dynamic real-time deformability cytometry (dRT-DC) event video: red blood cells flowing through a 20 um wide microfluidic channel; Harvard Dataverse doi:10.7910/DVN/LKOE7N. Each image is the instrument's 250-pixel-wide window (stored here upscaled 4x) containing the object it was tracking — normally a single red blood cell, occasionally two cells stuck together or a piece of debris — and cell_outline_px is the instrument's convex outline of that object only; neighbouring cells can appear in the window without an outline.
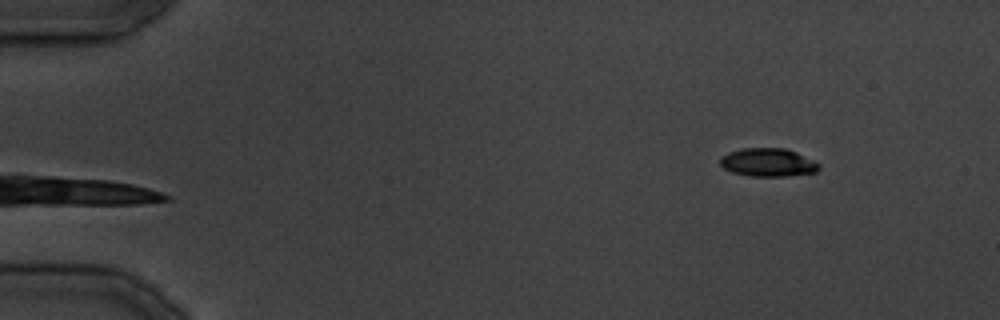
{"species": "common noctule bat (a hibernating species)", "species_latin": "Nyctalus noctula", "temperature_condition": "cold", "stored_images_in_passage": 33, "camera_frame_rate_fps": 3000, "um_per_image_px": 0.085, "animal": {"sex": "male", "body_mass_g": 19.5, "forearm_length_mm": 54.6}, "frame": {"image": 1, "passage_image": 2, "time_ms": 1.333, "image_size_px": [1000, 320], "cell_outline_px": [[820, 168], [816, 172], [788, 176], [752, 176], [732, 172], [724, 168], [720, 164], [720, 156], [728, 152], [740, 148], [784, 148], [796, 152], [820, 164]], "centroid_in_image_um": [65.26, 13.8], "position_along_channel_um": 19.7, "area_um2": 16.3}}
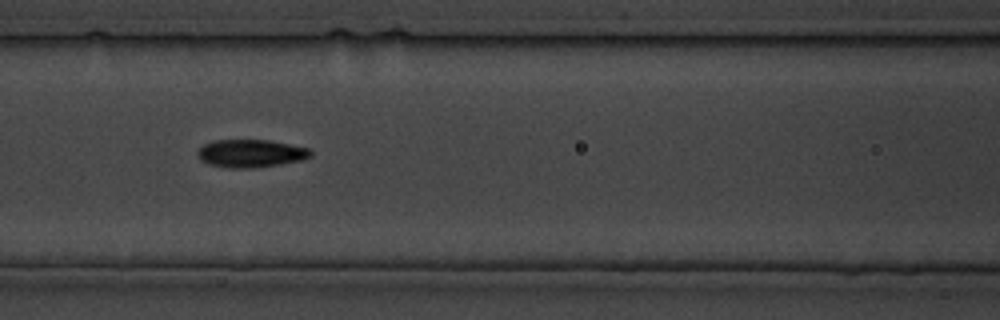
{"frame": {"image": 2, "passage_image": 14, "time_ms": 15.667, "image_size_px": [1000, 320], "cell_outline_px": [[312, 156], [300, 160], [280, 164], [252, 168], [228, 168], [208, 164], [200, 160], [196, 152], [204, 144], [212, 140], [268, 140], [308, 148], [312, 152]], "centroid_in_image_um": [21.27, 13.04], "position_along_channel_um": 145.3, "area_um2": 18.32}}
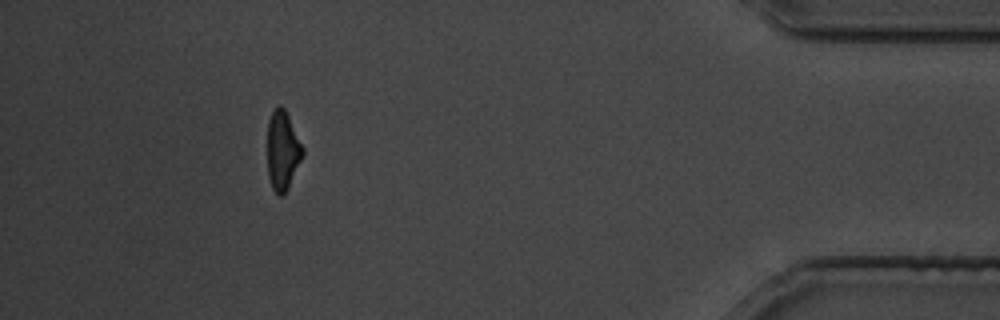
{"frame": {"image": 3, "passage_image": 30, "time_ms": 35.667, "image_size_px": [1000, 320], "cell_outline_px": [[304, 152], [288, 188], [280, 196], [272, 188], [268, 176], [268, 120], [272, 112], [280, 104], [284, 108], [304, 148]], "centroid_in_image_um": [24.02, 12.78], "position_along_channel_um": 411.2, "area_um2": 15.95}}